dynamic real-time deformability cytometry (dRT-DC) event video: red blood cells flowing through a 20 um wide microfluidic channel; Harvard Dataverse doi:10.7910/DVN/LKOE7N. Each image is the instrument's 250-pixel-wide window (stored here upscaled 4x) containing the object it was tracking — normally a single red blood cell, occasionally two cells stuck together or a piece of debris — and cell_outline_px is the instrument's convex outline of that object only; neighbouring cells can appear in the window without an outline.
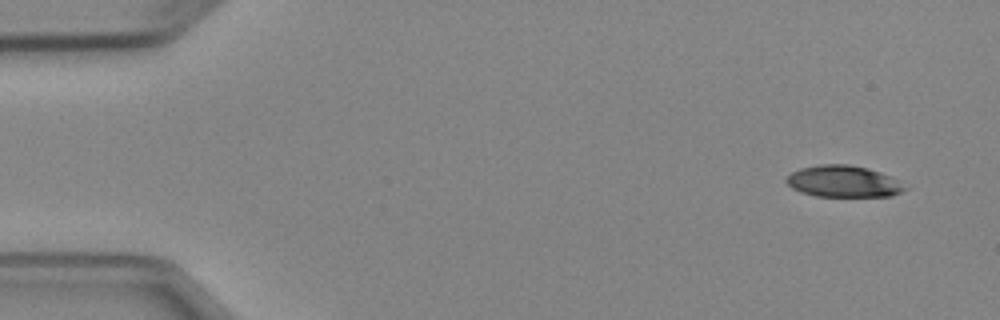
{"species": "Egyptian fruit bat (a non-hibernating species)", "species_latin": "Rousettus aegyptiacus", "temperature_condition": "cold", "stored_images_in_passage": 4, "camera_frame_rate_fps": 3000, "um_per_image_px": 0.085, "animal": {"sex": "female"}, "frame": {"image": 1, "passage_image": 1, "time_ms": 0.0, "image_size_px": [1000, 320], "cell_outline_px": [[908, 188], [892, 196], [816, 196], [800, 192], [792, 188], [784, 180], [792, 172], [800, 168], [820, 164], [848, 164], [868, 168], [880, 172], [888, 176]], "centroid_in_image_um": [71.64, 15.42], "position_along_channel_um": 13.4, "area_um2": 21.62}}
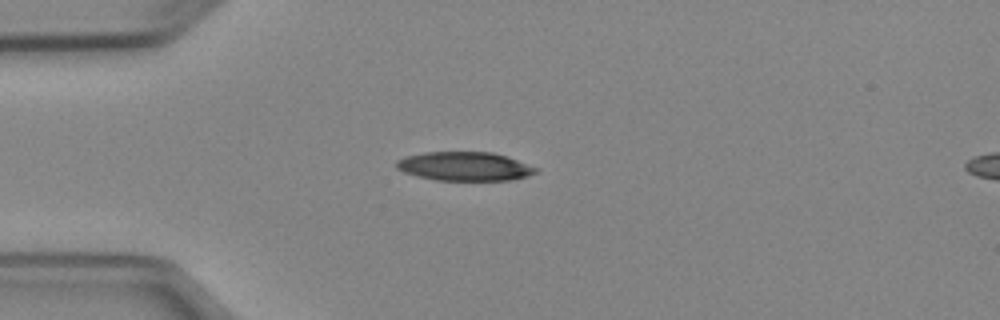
{"frame": {"image": 2, "passage_image": 4, "time_ms": 3.333, "image_size_px": [1000, 320], "cell_outline_px": [[540, 168], [536, 172], [512, 180], [436, 180], [404, 172], [396, 168], [396, 160], [404, 156], [424, 152], [492, 152], [508, 156]], "centroid_in_image_um": [39.5, 14.12], "position_along_channel_um": 45.5, "area_um2": 23.47}}